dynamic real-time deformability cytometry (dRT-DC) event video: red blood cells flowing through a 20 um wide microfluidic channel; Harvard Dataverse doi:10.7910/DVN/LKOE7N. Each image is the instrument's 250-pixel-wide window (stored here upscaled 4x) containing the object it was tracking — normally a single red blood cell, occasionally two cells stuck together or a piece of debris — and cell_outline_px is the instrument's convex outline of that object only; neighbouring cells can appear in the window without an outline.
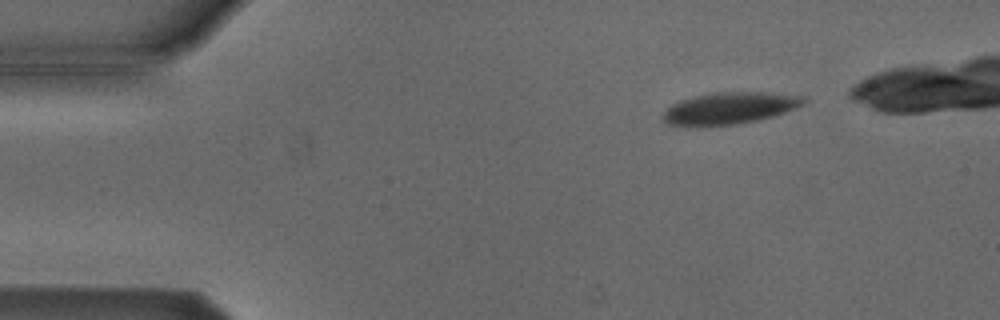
{"species": "Egyptian fruit bat (a non-hibernating species)", "species_latin": "Rousettus aegyptiacus", "temperature_condition": "cold", "stored_images_in_passage": 9, "camera_frame_rate_fps": 3000, "um_per_image_px": 0.085, "animal": {"sex": "male"}, "frame": {"image": 1, "passage_image": 6, "time_ms": 1.667, "image_size_px": [1000, 320], "cell_outline_px": [[808, 100], [804, 104], [784, 112], [772, 116], [756, 120], [736, 124], [696, 128], [688, 128], [664, 124], [664, 112], [672, 104], [680, 100], [692, 96], [716, 92], [768, 92], [804, 96]], "centroid_in_image_um": [61.95, 9.22], "position_along_channel_um": 23.0, "area_um2": 26.59}}